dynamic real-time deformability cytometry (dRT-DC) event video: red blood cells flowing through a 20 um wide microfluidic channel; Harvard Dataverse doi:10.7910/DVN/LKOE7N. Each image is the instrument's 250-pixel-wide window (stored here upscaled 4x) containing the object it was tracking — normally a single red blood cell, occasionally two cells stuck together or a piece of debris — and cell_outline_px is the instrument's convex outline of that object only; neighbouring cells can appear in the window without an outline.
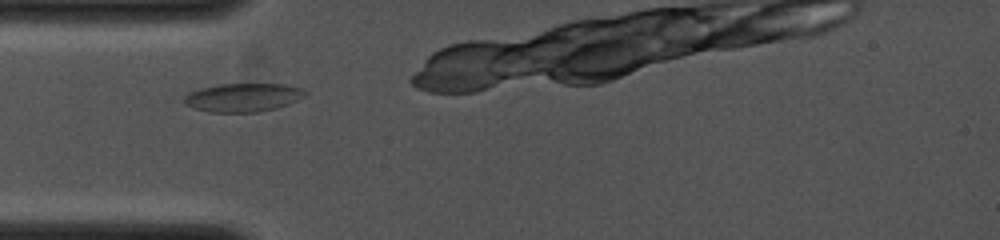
{"species": "common noctule bat (a hibernating species)", "species_latin": "Nyctalus noctula", "temperature_condition": "cold", "stored_images_in_passage": 5, "camera_frame_rate_fps": 4000, "um_per_image_px": 0.085, "animal": {"sex": "female", "body_mass_g": 19.0, "forearm_length_mm": 53.3}, "frame": {"image": 1, "passage_image": 1, "time_ms": 0.0, "image_size_px": [1000, 240], "cell_outline_px": [[308, 92], [304, 96], [288, 104], [276, 108], [256, 112], [208, 112], [192, 108], [184, 104], [184, 96], [200, 88], [220, 84], [284, 84], [300, 88]], "centroid_in_image_um": [20.63, 8.29], "position_along_channel_um": 64.4, "area_um2": 20.0}}